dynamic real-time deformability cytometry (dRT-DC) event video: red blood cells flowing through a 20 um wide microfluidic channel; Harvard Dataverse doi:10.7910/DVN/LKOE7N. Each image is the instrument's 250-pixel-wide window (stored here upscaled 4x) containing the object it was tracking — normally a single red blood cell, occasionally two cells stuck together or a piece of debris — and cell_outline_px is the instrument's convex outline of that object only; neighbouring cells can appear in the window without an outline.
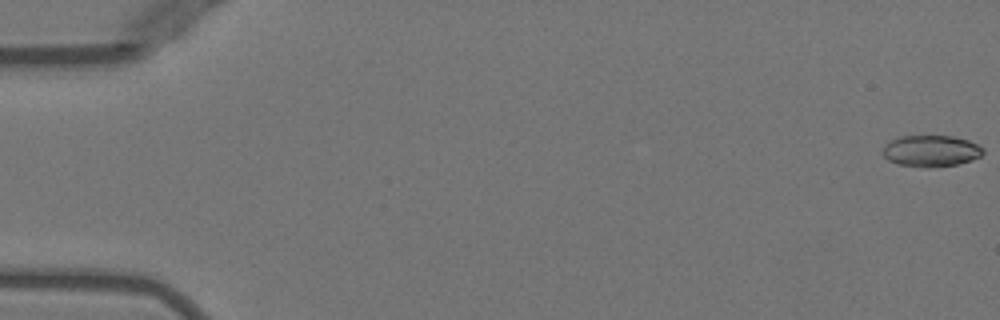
{"species": "Egyptian fruit bat (a non-hibernating species)", "species_latin": "Rousettus aegyptiacus", "temperature_condition": "warm", "stored_images_in_passage": 13, "camera_frame_rate_fps": 3000, "um_per_image_px": 0.085, "animal": {"sex": "female"}, "frame": {"image": 1, "passage_image": 1, "time_ms": 0.0, "image_size_px": [1000, 320], "cell_outline_px": [[984, 152], [980, 156], [972, 160], [956, 164], [928, 168], [896, 164], [888, 160], [880, 152], [884, 144], [900, 136], [952, 136], [968, 140], [984, 148]], "centroid_in_image_um": [79.1, 12.83], "position_along_channel_um": 5.9, "area_um2": 18.5}}